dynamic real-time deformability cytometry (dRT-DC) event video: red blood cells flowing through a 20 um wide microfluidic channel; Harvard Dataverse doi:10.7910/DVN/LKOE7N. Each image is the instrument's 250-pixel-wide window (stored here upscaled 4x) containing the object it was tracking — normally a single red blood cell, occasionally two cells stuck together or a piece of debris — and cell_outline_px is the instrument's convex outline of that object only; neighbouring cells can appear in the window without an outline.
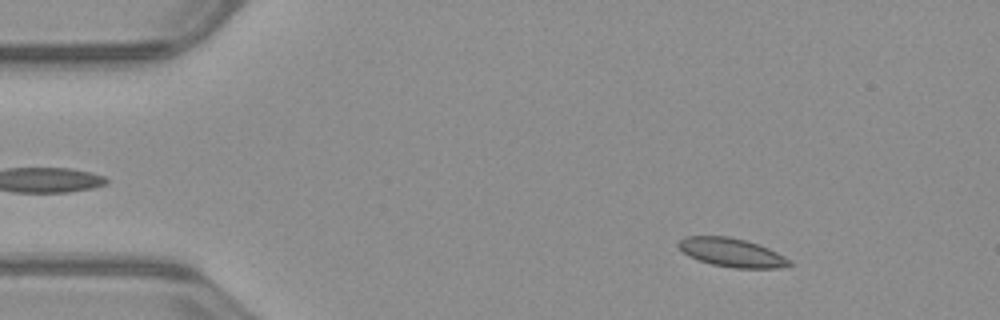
{"species": "common noctule bat (a hibernating species)", "species_latin": "Nyctalus noctula", "temperature_condition": "warm", "stored_images_in_passage": 52, "camera_frame_rate_fps": 3000, "um_per_image_px": 0.085, "animal": {"sex": "male", "body_mass_g": 23.1, "forearm_length_mm": 52.7}, "frame": {"image": 1, "passage_image": 7, "time_ms": 2.0, "image_size_px": [1000, 320], "cell_outline_px": [[792, 264], [776, 268], [732, 268], [712, 264], [688, 256], [676, 244], [684, 236], [728, 236], [744, 240], [768, 248], [792, 260]], "centroid_in_image_um": [62.18, 21.46], "position_along_channel_um": 22.8, "area_um2": 18.38}}
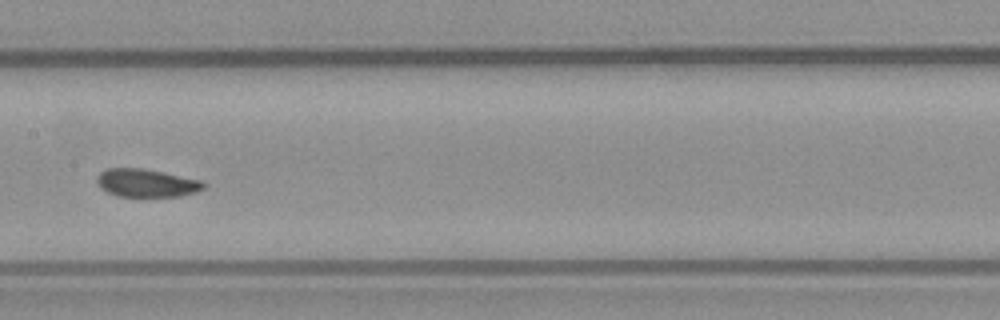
{"frame": {"image": 2, "passage_image": 26, "time_ms": 8.333, "image_size_px": [1000, 320], "cell_outline_px": [[208, 184], [204, 188], [196, 192], [180, 196], [116, 196], [100, 188], [96, 180], [96, 176], [100, 172], [108, 168], [144, 168], [204, 180]], "centroid_in_image_um": [12.48, 15.54], "position_along_channel_um": 194.9, "area_um2": 17.69}}
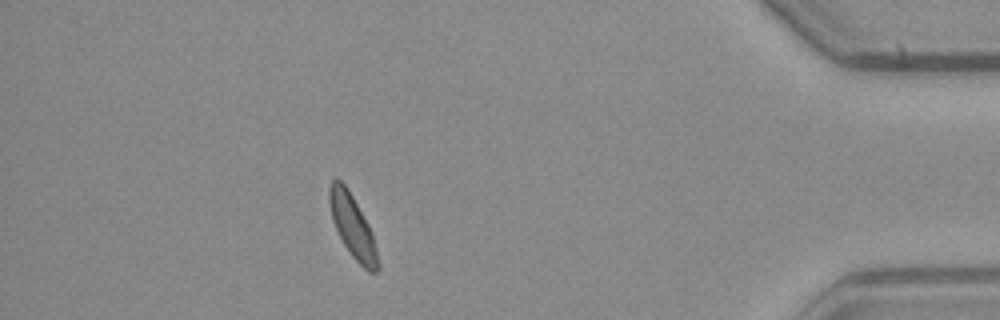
{"frame": {"image": 3, "passage_image": 46, "time_ms": 15.0, "image_size_px": [1000, 320], "cell_outline_px": [[380, 268], [376, 272], [368, 272], [352, 256], [344, 244], [332, 220], [328, 200], [328, 188], [332, 180], [340, 180], [348, 188], [368, 224], [372, 232], [380, 264]], "centroid_in_image_um": [29.97, 19.25], "position_along_channel_um": 405.2, "area_um2": 17.63}, "authors_computed_cell_mechanics": {"area_um2": 18.0625, "velocity_mm_per_s": 3.9499, "shape_relaxation_time_tau1_ms": 3.2422, "shape_relaxation_time_tau2_ms": 1.347, "deformation_change_tau1": 0.1076, "deformation_change_tau2": 0.0675}}